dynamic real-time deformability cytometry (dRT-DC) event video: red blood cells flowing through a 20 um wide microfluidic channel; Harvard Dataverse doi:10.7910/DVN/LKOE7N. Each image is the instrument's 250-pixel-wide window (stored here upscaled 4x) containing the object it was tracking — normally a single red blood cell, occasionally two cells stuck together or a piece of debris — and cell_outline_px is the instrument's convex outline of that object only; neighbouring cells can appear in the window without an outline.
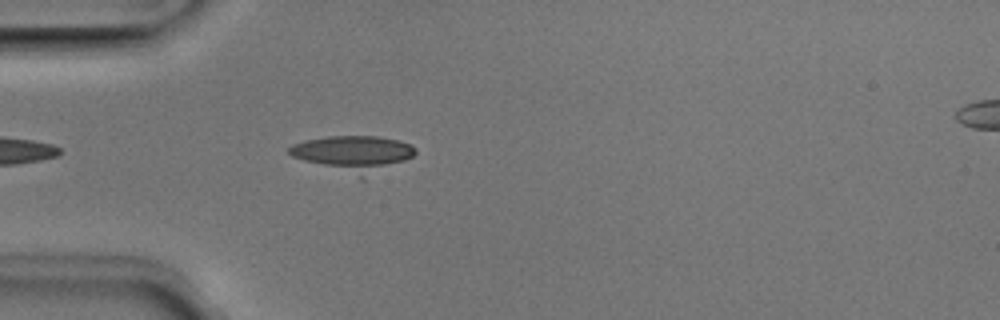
{"species": "Egyptian fruit bat (a non-hibernating species)", "species_latin": "Rousettus aegyptiacus", "temperature_condition": "room temperature", "stored_images_in_passage": 44, "camera_frame_rate_fps": 3000, "um_per_image_px": 0.085, "animal": {"sex": "male"}, "frame": {"image": 1, "passage_image": 8, "time_ms": 2.333, "image_size_px": [1000, 320], "cell_outline_px": [[416, 152], [412, 156], [364, 180], [360, 180], [292, 156], [288, 152], [288, 148], [292, 144], [304, 140], [328, 136], [376, 136], [400, 140], [416, 148]], "centroid_in_image_um": [30.02, 13.08], "position_along_channel_um": 55.0, "area_um2": 26.7}}
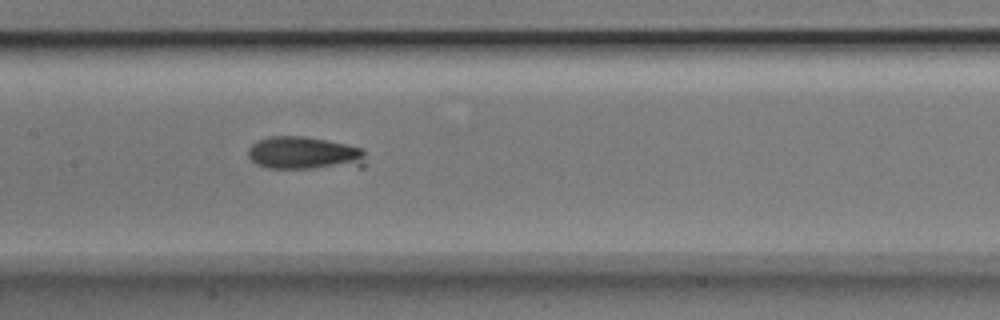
{"frame": {"image": 2, "passage_image": 18, "time_ms": 5.667, "image_size_px": [1000, 320], "cell_outline_px": [[364, 168], [268, 168], [256, 164], [248, 156], [248, 148], [256, 140], [268, 136], [304, 136], [328, 140], [364, 148]], "centroid_in_image_um": [25.91, 13.03], "position_along_channel_um": 181.5, "area_um2": 23.12}}
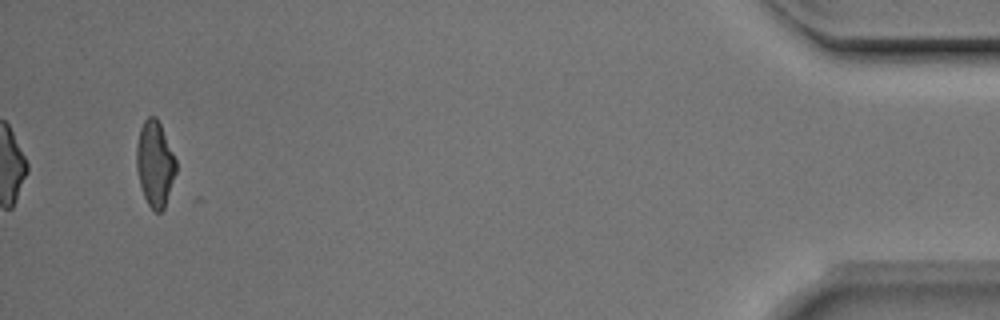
{"frame": {"image": 3, "passage_image": 42, "time_ms": 13.667, "image_size_px": [1000, 320], "cell_outline_px": [[176, 172], [164, 208], [160, 212], [156, 212], [148, 204], [144, 196], [140, 184], [136, 168], [136, 144], [140, 128], [144, 120], [148, 116], [156, 116], [160, 124], [176, 160]], "centroid_in_image_um": [13.15, 13.9], "position_along_channel_um": 422.0, "area_um2": 19.54}}